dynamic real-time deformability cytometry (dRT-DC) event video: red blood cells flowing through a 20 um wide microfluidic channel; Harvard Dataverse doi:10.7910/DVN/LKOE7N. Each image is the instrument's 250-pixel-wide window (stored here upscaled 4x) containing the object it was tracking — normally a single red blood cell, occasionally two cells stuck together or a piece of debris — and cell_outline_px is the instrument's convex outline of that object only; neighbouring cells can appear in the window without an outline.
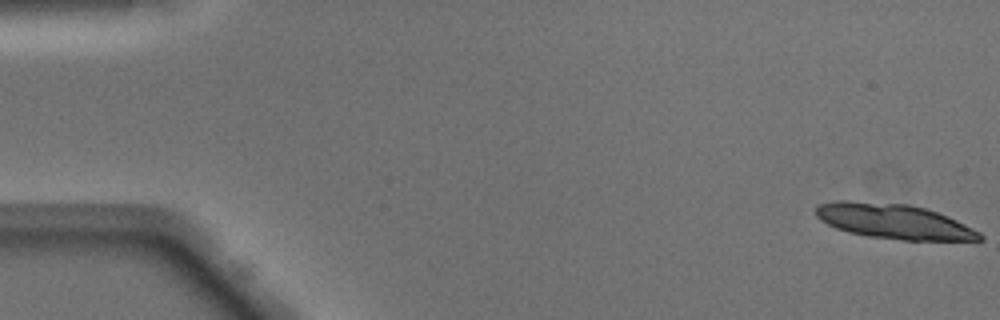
{"species": "Egyptian fruit bat (a non-hibernating species)", "species_latin": "Rousettus aegyptiacus", "temperature_condition": "warm", "stored_images_in_passage": 50, "camera_frame_rate_fps": 3000, "um_per_image_px": 0.085, "animal": {"sex": "male"}, "frame": {"image": 1, "passage_image": 1, "time_ms": 0.0, "image_size_px": [1000, 320], "cell_outline_px": [[984, 240], [904, 240], [868, 236], [848, 232], [836, 228], [820, 220], [816, 216], [816, 208], [820, 204], [836, 200], [848, 200], [908, 204], [924, 208], [948, 216], [980, 232], [984, 236]], "centroid_in_image_um": [75.97, 18.81], "position_along_channel_um": 9.0, "area_um2": 33.23}}
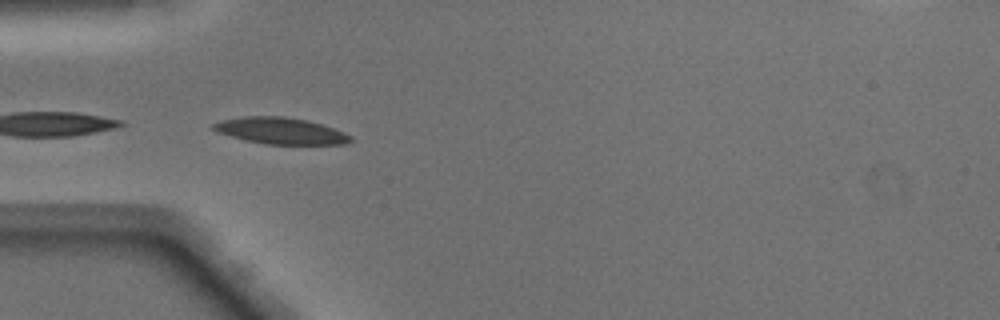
{"frame": {"image": 2, "passage_image": 16, "time_ms": 5.0, "image_size_px": [1000, 320], "cell_outline_px": [[352, 140], [348, 144], [268, 144], [244, 140], [220, 132], [212, 128], [212, 124], [220, 120], [244, 116], [284, 116], [304, 120], [320, 124], [332, 128], [352, 136]], "centroid_in_image_um": [23.84, 11.12], "position_along_channel_um": 61.2, "area_um2": 20.87}, "authors_computed_cell_mechanics": {"area_um2": 19.9699, "velocity_mm_per_s": 4.0607, "shape_relaxation_time_tau1_ms": 1.9721, "shape_relaxation_time_tau2_ms": null, "deformation_change_tau1": 0.1024, "deformation_change_tau2": null}}